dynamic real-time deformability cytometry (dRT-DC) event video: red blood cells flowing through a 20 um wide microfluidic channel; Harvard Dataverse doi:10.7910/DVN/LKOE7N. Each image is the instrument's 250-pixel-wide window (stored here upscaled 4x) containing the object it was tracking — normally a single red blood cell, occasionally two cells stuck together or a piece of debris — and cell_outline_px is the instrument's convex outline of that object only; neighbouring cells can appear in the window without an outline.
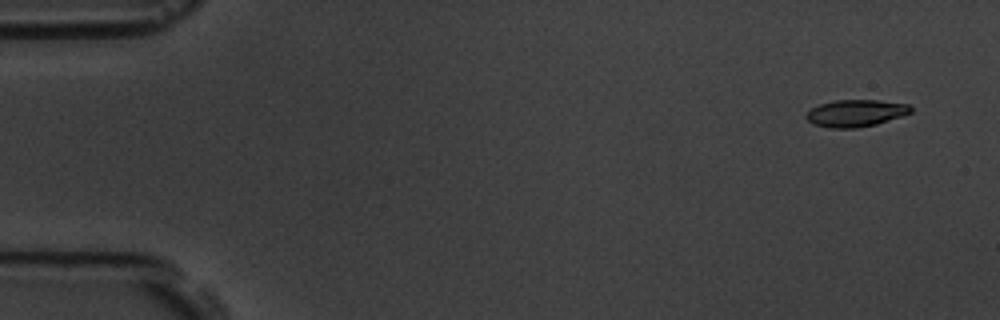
{"species": "common noctule bat (a hibernating species)", "species_latin": "Nyctalus noctula", "temperature_condition": "room temperature", "stored_images_in_passage": 6, "camera_frame_rate_fps": 3000, "um_per_image_px": 0.085, "animal": {"sex": "male", "body_mass_g": 19.5, "forearm_length_mm": 54.6}, "frame": {"image": 1, "passage_image": 1, "time_ms": 0.0, "image_size_px": [1000, 320], "cell_outline_px": [[912, 112], [876, 124], [856, 128], [828, 128], [812, 124], [804, 116], [812, 108], [820, 104], [836, 100], [880, 100], [908, 104], [912, 108]], "centroid_in_image_um": [72.71, 9.62], "position_along_channel_um": 12.3, "area_um2": 16.42}}
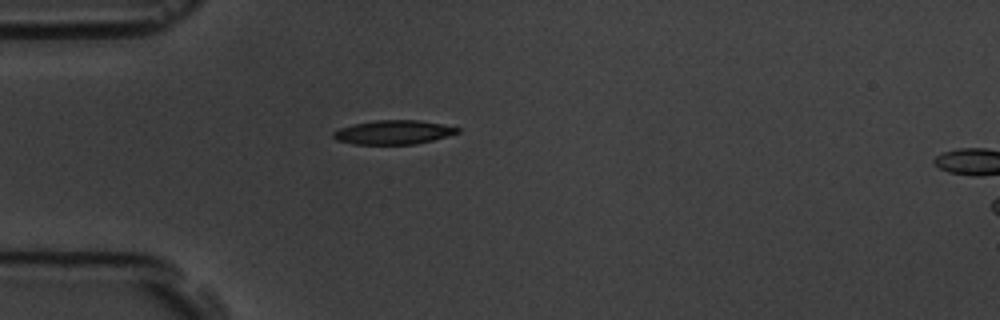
{"frame": {"image": 2, "passage_image": 5, "time_ms": 4.333, "image_size_px": [1000, 320], "cell_outline_px": [[460, 132], [448, 136], [416, 144], [356, 144], [336, 140], [332, 136], [332, 132], [340, 128], [352, 124], [376, 120], [420, 120], [460, 128]], "centroid_in_image_um": [33.43, 11.24], "position_along_channel_um": 51.6, "area_um2": 17.34}}